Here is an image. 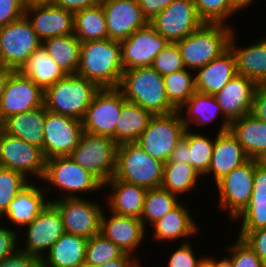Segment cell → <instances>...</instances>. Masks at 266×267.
I'll list each match as a JSON object with an SVG mask.
<instances>
[{
  "label": "cell",
  "mask_w": 266,
  "mask_h": 267,
  "mask_svg": "<svg viewBox=\"0 0 266 267\" xmlns=\"http://www.w3.org/2000/svg\"><path fill=\"white\" fill-rule=\"evenodd\" d=\"M15 70L7 67L0 66V98L4 92V89L6 87L7 81L10 77V75L14 72Z\"/></svg>",
  "instance_id": "cell-59"
},
{
  "label": "cell",
  "mask_w": 266,
  "mask_h": 267,
  "mask_svg": "<svg viewBox=\"0 0 266 267\" xmlns=\"http://www.w3.org/2000/svg\"><path fill=\"white\" fill-rule=\"evenodd\" d=\"M185 202L188 204L187 199L186 201L181 200L175 208L149 228L147 234H150L151 229L153 233L152 235L150 234L151 238L150 236L148 237L152 239V242H160V245L164 243L166 246V244H171L173 241L176 244V241H179V243L193 241L192 237L196 238L195 236H199L201 226L197 222L198 220L191 214L190 206L188 207Z\"/></svg>",
  "instance_id": "cell-19"
},
{
  "label": "cell",
  "mask_w": 266,
  "mask_h": 267,
  "mask_svg": "<svg viewBox=\"0 0 266 267\" xmlns=\"http://www.w3.org/2000/svg\"><path fill=\"white\" fill-rule=\"evenodd\" d=\"M77 267H92V266H90L89 264L83 263V264L78 265Z\"/></svg>",
  "instance_id": "cell-66"
},
{
  "label": "cell",
  "mask_w": 266,
  "mask_h": 267,
  "mask_svg": "<svg viewBox=\"0 0 266 267\" xmlns=\"http://www.w3.org/2000/svg\"><path fill=\"white\" fill-rule=\"evenodd\" d=\"M264 37H260L261 42L266 46V35Z\"/></svg>",
  "instance_id": "cell-65"
},
{
  "label": "cell",
  "mask_w": 266,
  "mask_h": 267,
  "mask_svg": "<svg viewBox=\"0 0 266 267\" xmlns=\"http://www.w3.org/2000/svg\"><path fill=\"white\" fill-rule=\"evenodd\" d=\"M229 130L249 159L266 150V122L258 120L251 113L231 122Z\"/></svg>",
  "instance_id": "cell-32"
},
{
  "label": "cell",
  "mask_w": 266,
  "mask_h": 267,
  "mask_svg": "<svg viewBox=\"0 0 266 267\" xmlns=\"http://www.w3.org/2000/svg\"><path fill=\"white\" fill-rule=\"evenodd\" d=\"M251 199H266V170L255 168Z\"/></svg>",
  "instance_id": "cell-55"
},
{
  "label": "cell",
  "mask_w": 266,
  "mask_h": 267,
  "mask_svg": "<svg viewBox=\"0 0 266 267\" xmlns=\"http://www.w3.org/2000/svg\"><path fill=\"white\" fill-rule=\"evenodd\" d=\"M42 46L66 74L77 73L81 42L74 34L46 39Z\"/></svg>",
  "instance_id": "cell-36"
},
{
  "label": "cell",
  "mask_w": 266,
  "mask_h": 267,
  "mask_svg": "<svg viewBox=\"0 0 266 267\" xmlns=\"http://www.w3.org/2000/svg\"><path fill=\"white\" fill-rule=\"evenodd\" d=\"M18 231L0 221V261L12 255L19 248Z\"/></svg>",
  "instance_id": "cell-49"
},
{
  "label": "cell",
  "mask_w": 266,
  "mask_h": 267,
  "mask_svg": "<svg viewBox=\"0 0 266 267\" xmlns=\"http://www.w3.org/2000/svg\"><path fill=\"white\" fill-rule=\"evenodd\" d=\"M42 46V41L24 15L0 27V66L18 71L27 59Z\"/></svg>",
  "instance_id": "cell-9"
},
{
  "label": "cell",
  "mask_w": 266,
  "mask_h": 267,
  "mask_svg": "<svg viewBox=\"0 0 266 267\" xmlns=\"http://www.w3.org/2000/svg\"><path fill=\"white\" fill-rule=\"evenodd\" d=\"M25 14V7L20 0H0V27L14 22Z\"/></svg>",
  "instance_id": "cell-50"
},
{
  "label": "cell",
  "mask_w": 266,
  "mask_h": 267,
  "mask_svg": "<svg viewBox=\"0 0 266 267\" xmlns=\"http://www.w3.org/2000/svg\"><path fill=\"white\" fill-rule=\"evenodd\" d=\"M99 90L95 83L86 78L77 74H67L44 90V106L47 111L82 121Z\"/></svg>",
  "instance_id": "cell-5"
},
{
  "label": "cell",
  "mask_w": 266,
  "mask_h": 267,
  "mask_svg": "<svg viewBox=\"0 0 266 267\" xmlns=\"http://www.w3.org/2000/svg\"><path fill=\"white\" fill-rule=\"evenodd\" d=\"M248 160V156L230 130L216 133L212 158L208 172L202 177L203 182L208 181L205 180L208 178L214 180L211 181L212 184H216L234 168Z\"/></svg>",
  "instance_id": "cell-25"
},
{
  "label": "cell",
  "mask_w": 266,
  "mask_h": 267,
  "mask_svg": "<svg viewBox=\"0 0 266 267\" xmlns=\"http://www.w3.org/2000/svg\"><path fill=\"white\" fill-rule=\"evenodd\" d=\"M256 163L249 159L243 165L234 168L220 179L215 188L218 192L217 210L227 215L228 222H233L249 205L254 182ZM218 204V205H217Z\"/></svg>",
  "instance_id": "cell-7"
},
{
  "label": "cell",
  "mask_w": 266,
  "mask_h": 267,
  "mask_svg": "<svg viewBox=\"0 0 266 267\" xmlns=\"http://www.w3.org/2000/svg\"><path fill=\"white\" fill-rule=\"evenodd\" d=\"M154 115L130 101L123 103L115 128L117 145L137 142Z\"/></svg>",
  "instance_id": "cell-34"
},
{
  "label": "cell",
  "mask_w": 266,
  "mask_h": 267,
  "mask_svg": "<svg viewBox=\"0 0 266 267\" xmlns=\"http://www.w3.org/2000/svg\"><path fill=\"white\" fill-rule=\"evenodd\" d=\"M100 1L101 0H54L53 3L65 10L75 13L79 10L96 6Z\"/></svg>",
  "instance_id": "cell-56"
},
{
  "label": "cell",
  "mask_w": 266,
  "mask_h": 267,
  "mask_svg": "<svg viewBox=\"0 0 266 267\" xmlns=\"http://www.w3.org/2000/svg\"><path fill=\"white\" fill-rule=\"evenodd\" d=\"M24 15L42 42L74 34V13L54 3L26 7Z\"/></svg>",
  "instance_id": "cell-23"
},
{
  "label": "cell",
  "mask_w": 266,
  "mask_h": 267,
  "mask_svg": "<svg viewBox=\"0 0 266 267\" xmlns=\"http://www.w3.org/2000/svg\"><path fill=\"white\" fill-rule=\"evenodd\" d=\"M126 101L118 88H102L95 95L82 119L83 130L115 141V128Z\"/></svg>",
  "instance_id": "cell-14"
},
{
  "label": "cell",
  "mask_w": 266,
  "mask_h": 267,
  "mask_svg": "<svg viewBox=\"0 0 266 267\" xmlns=\"http://www.w3.org/2000/svg\"><path fill=\"white\" fill-rule=\"evenodd\" d=\"M194 73L196 92L215 96L237 75L235 56L228 48Z\"/></svg>",
  "instance_id": "cell-28"
},
{
  "label": "cell",
  "mask_w": 266,
  "mask_h": 267,
  "mask_svg": "<svg viewBox=\"0 0 266 267\" xmlns=\"http://www.w3.org/2000/svg\"><path fill=\"white\" fill-rule=\"evenodd\" d=\"M46 112L43 105L28 112L18 113L5 119L1 123V130L41 148L43 152Z\"/></svg>",
  "instance_id": "cell-30"
},
{
  "label": "cell",
  "mask_w": 266,
  "mask_h": 267,
  "mask_svg": "<svg viewBox=\"0 0 266 267\" xmlns=\"http://www.w3.org/2000/svg\"><path fill=\"white\" fill-rule=\"evenodd\" d=\"M123 71L120 41L105 38L81 42L77 75L100 89L118 88Z\"/></svg>",
  "instance_id": "cell-2"
},
{
  "label": "cell",
  "mask_w": 266,
  "mask_h": 267,
  "mask_svg": "<svg viewBox=\"0 0 266 267\" xmlns=\"http://www.w3.org/2000/svg\"><path fill=\"white\" fill-rule=\"evenodd\" d=\"M256 85L252 79L237 74L215 95L230 123L251 112Z\"/></svg>",
  "instance_id": "cell-27"
},
{
  "label": "cell",
  "mask_w": 266,
  "mask_h": 267,
  "mask_svg": "<svg viewBox=\"0 0 266 267\" xmlns=\"http://www.w3.org/2000/svg\"><path fill=\"white\" fill-rule=\"evenodd\" d=\"M29 267H45L41 258H37Z\"/></svg>",
  "instance_id": "cell-63"
},
{
  "label": "cell",
  "mask_w": 266,
  "mask_h": 267,
  "mask_svg": "<svg viewBox=\"0 0 266 267\" xmlns=\"http://www.w3.org/2000/svg\"><path fill=\"white\" fill-rule=\"evenodd\" d=\"M124 253L114 242L98 233L87 241L85 263L92 267H97L121 257Z\"/></svg>",
  "instance_id": "cell-41"
},
{
  "label": "cell",
  "mask_w": 266,
  "mask_h": 267,
  "mask_svg": "<svg viewBox=\"0 0 266 267\" xmlns=\"http://www.w3.org/2000/svg\"><path fill=\"white\" fill-rule=\"evenodd\" d=\"M117 146L109 137L83 130L78 145L69 156L105 184L115 174Z\"/></svg>",
  "instance_id": "cell-8"
},
{
  "label": "cell",
  "mask_w": 266,
  "mask_h": 267,
  "mask_svg": "<svg viewBox=\"0 0 266 267\" xmlns=\"http://www.w3.org/2000/svg\"><path fill=\"white\" fill-rule=\"evenodd\" d=\"M82 131V121L47 111L43 133V154L45 159L69 156L78 145Z\"/></svg>",
  "instance_id": "cell-17"
},
{
  "label": "cell",
  "mask_w": 266,
  "mask_h": 267,
  "mask_svg": "<svg viewBox=\"0 0 266 267\" xmlns=\"http://www.w3.org/2000/svg\"><path fill=\"white\" fill-rule=\"evenodd\" d=\"M186 127L178 111L154 115L137 142L151 157L165 163L175 145L184 136Z\"/></svg>",
  "instance_id": "cell-10"
},
{
  "label": "cell",
  "mask_w": 266,
  "mask_h": 267,
  "mask_svg": "<svg viewBox=\"0 0 266 267\" xmlns=\"http://www.w3.org/2000/svg\"><path fill=\"white\" fill-rule=\"evenodd\" d=\"M46 159L42 149L18 137L0 131V166L24 174L31 181H41Z\"/></svg>",
  "instance_id": "cell-13"
},
{
  "label": "cell",
  "mask_w": 266,
  "mask_h": 267,
  "mask_svg": "<svg viewBox=\"0 0 266 267\" xmlns=\"http://www.w3.org/2000/svg\"><path fill=\"white\" fill-rule=\"evenodd\" d=\"M239 222V232H250L266 227V199H251L249 205L232 222Z\"/></svg>",
  "instance_id": "cell-44"
},
{
  "label": "cell",
  "mask_w": 266,
  "mask_h": 267,
  "mask_svg": "<svg viewBox=\"0 0 266 267\" xmlns=\"http://www.w3.org/2000/svg\"><path fill=\"white\" fill-rule=\"evenodd\" d=\"M202 181L201 175L191 165L175 161L164 163L161 187L178 196L181 200H186L182 197L190 196L194 192L197 195L198 186L201 190Z\"/></svg>",
  "instance_id": "cell-33"
},
{
  "label": "cell",
  "mask_w": 266,
  "mask_h": 267,
  "mask_svg": "<svg viewBox=\"0 0 266 267\" xmlns=\"http://www.w3.org/2000/svg\"><path fill=\"white\" fill-rule=\"evenodd\" d=\"M162 77L185 69L177 43H170L154 58L151 66Z\"/></svg>",
  "instance_id": "cell-46"
},
{
  "label": "cell",
  "mask_w": 266,
  "mask_h": 267,
  "mask_svg": "<svg viewBox=\"0 0 266 267\" xmlns=\"http://www.w3.org/2000/svg\"><path fill=\"white\" fill-rule=\"evenodd\" d=\"M101 199L64 198L51 202L60 212L67 233L89 239L100 233V220L105 208Z\"/></svg>",
  "instance_id": "cell-12"
},
{
  "label": "cell",
  "mask_w": 266,
  "mask_h": 267,
  "mask_svg": "<svg viewBox=\"0 0 266 267\" xmlns=\"http://www.w3.org/2000/svg\"><path fill=\"white\" fill-rule=\"evenodd\" d=\"M254 160L257 167L266 170V150L257 155Z\"/></svg>",
  "instance_id": "cell-62"
},
{
  "label": "cell",
  "mask_w": 266,
  "mask_h": 267,
  "mask_svg": "<svg viewBox=\"0 0 266 267\" xmlns=\"http://www.w3.org/2000/svg\"><path fill=\"white\" fill-rule=\"evenodd\" d=\"M237 28L233 31L229 48L236 59L237 74L252 79L256 84L266 83V46L260 39L246 46H238Z\"/></svg>",
  "instance_id": "cell-29"
},
{
  "label": "cell",
  "mask_w": 266,
  "mask_h": 267,
  "mask_svg": "<svg viewBox=\"0 0 266 267\" xmlns=\"http://www.w3.org/2000/svg\"><path fill=\"white\" fill-rule=\"evenodd\" d=\"M250 113L258 120L266 122V83L256 85Z\"/></svg>",
  "instance_id": "cell-51"
},
{
  "label": "cell",
  "mask_w": 266,
  "mask_h": 267,
  "mask_svg": "<svg viewBox=\"0 0 266 267\" xmlns=\"http://www.w3.org/2000/svg\"><path fill=\"white\" fill-rule=\"evenodd\" d=\"M65 232L60 212L49 202L30 224L18 232L19 249L42 258Z\"/></svg>",
  "instance_id": "cell-11"
},
{
  "label": "cell",
  "mask_w": 266,
  "mask_h": 267,
  "mask_svg": "<svg viewBox=\"0 0 266 267\" xmlns=\"http://www.w3.org/2000/svg\"><path fill=\"white\" fill-rule=\"evenodd\" d=\"M118 89L127 101L138 104L153 115L177 111L166 96L164 78L151 66L124 70Z\"/></svg>",
  "instance_id": "cell-3"
},
{
  "label": "cell",
  "mask_w": 266,
  "mask_h": 267,
  "mask_svg": "<svg viewBox=\"0 0 266 267\" xmlns=\"http://www.w3.org/2000/svg\"><path fill=\"white\" fill-rule=\"evenodd\" d=\"M235 25L203 23L189 36L177 42L186 69L196 71L229 48Z\"/></svg>",
  "instance_id": "cell-4"
},
{
  "label": "cell",
  "mask_w": 266,
  "mask_h": 267,
  "mask_svg": "<svg viewBox=\"0 0 266 267\" xmlns=\"http://www.w3.org/2000/svg\"><path fill=\"white\" fill-rule=\"evenodd\" d=\"M18 71L43 90L67 75L48 55L43 46L38 48Z\"/></svg>",
  "instance_id": "cell-35"
},
{
  "label": "cell",
  "mask_w": 266,
  "mask_h": 267,
  "mask_svg": "<svg viewBox=\"0 0 266 267\" xmlns=\"http://www.w3.org/2000/svg\"><path fill=\"white\" fill-rule=\"evenodd\" d=\"M88 239L65 232L42 256L45 267H77L85 263Z\"/></svg>",
  "instance_id": "cell-31"
},
{
  "label": "cell",
  "mask_w": 266,
  "mask_h": 267,
  "mask_svg": "<svg viewBox=\"0 0 266 267\" xmlns=\"http://www.w3.org/2000/svg\"><path fill=\"white\" fill-rule=\"evenodd\" d=\"M37 258L18 248L12 255L0 261V267H29Z\"/></svg>",
  "instance_id": "cell-53"
},
{
  "label": "cell",
  "mask_w": 266,
  "mask_h": 267,
  "mask_svg": "<svg viewBox=\"0 0 266 267\" xmlns=\"http://www.w3.org/2000/svg\"><path fill=\"white\" fill-rule=\"evenodd\" d=\"M41 183L50 202L64 198H85V196L86 198L90 196L89 199H92L93 194L98 195V198L104 197L102 194L104 184L91 172L77 164L70 156L47 159Z\"/></svg>",
  "instance_id": "cell-1"
},
{
  "label": "cell",
  "mask_w": 266,
  "mask_h": 267,
  "mask_svg": "<svg viewBox=\"0 0 266 267\" xmlns=\"http://www.w3.org/2000/svg\"><path fill=\"white\" fill-rule=\"evenodd\" d=\"M189 129L186 128L184 136L175 145L168 161L188 164Z\"/></svg>",
  "instance_id": "cell-54"
},
{
  "label": "cell",
  "mask_w": 266,
  "mask_h": 267,
  "mask_svg": "<svg viewBox=\"0 0 266 267\" xmlns=\"http://www.w3.org/2000/svg\"><path fill=\"white\" fill-rule=\"evenodd\" d=\"M224 256L221 257V255L219 256V258H217L218 256H216V254H207L206 255V260L213 266V267H233V262L231 257L225 252L223 251Z\"/></svg>",
  "instance_id": "cell-58"
},
{
  "label": "cell",
  "mask_w": 266,
  "mask_h": 267,
  "mask_svg": "<svg viewBox=\"0 0 266 267\" xmlns=\"http://www.w3.org/2000/svg\"><path fill=\"white\" fill-rule=\"evenodd\" d=\"M209 132L207 135L206 131L189 129L188 165H191L201 177L208 172L214 150L215 132H212V137Z\"/></svg>",
  "instance_id": "cell-39"
},
{
  "label": "cell",
  "mask_w": 266,
  "mask_h": 267,
  "mask_svg": "<svg viewBox=\"0 0 266 267\" xmlns=\"http://www.w3.org/2000/svg\"><path fill=\"white\" fill-rule=\"evenodd\" d=\"M193 1L197 14L204 23H222L233 26L230 19L234 18L235 15L237 16V13L239 15V12L232 6L231 0Z\"/></svg>",
  "instance_id": "cell-42"
},
{
  "label": "cell",
  "mask_w": 266,
  "mask_h": 267,
  "mask_svg": "<svg viewBox=\"0 0 266 267\" xmlns=\"http://www.w3.org/2000/svg\"><path fill=\"white\" fill-rule=\"evenodd\" d=\"M233 243L224 244V251L231 257L233 267H266L260 257L242 239L234 236ZM230 244V245H229Z\"/></svg>",
  "instance_id": "cell-45"
},
{
  "label": "cell",
  "mask_w": 266,
  "mask_h": 267,
  "mask_svg": "<svg viewBox=\"0 0 266 267\" xmlns=\"http://www.w3.org/2000/svg\"><path fill=\"white\" fill-rule=\"evenodd\" d=\"M21 4L26 8L32 5H42L53 3L54 0H20Z\"/></svg>",
  "instance_id": "cell-61"
},
{
  "label": "cell",
  "mask_w": 266,
  "mask_h": 267,
  "mask_svg": "<svg viewBox=\"0 0 266 267\" xmlns=\"http://www.w3.org/2000/svg\"><path fill=\"white\" fill-rule=\"evenodd\" d=\"M192 241L186 243H178L176 248L171 249V254L168 257L165 267H199L205 260V255L196 254L198 252L193 248ZM195 251V252H194Z\"/></svg>",
  "instance_id": "cell-47"
},
{
  "label": "cell",
  "mask_w": 266,
  "mask_h": 267,
  "mask_svg": "<svg viewBox=\"0 0 266 267\" xmlns=\"http://www.w3.org/2000/svg\"><path fill=\"white\" fill-rule=\"evenodd\" d=\"M108 39L122 41L149 22L143 16L138 0H101Z\"/></svg>",
  "instance_id": "cell-22"
},
{
  "label": "cell",
  "mask_w": 266,
  "mask_h": 267,
  "mask_svg": "<svg viewBox=\"0 0 266 267\" xmlns=\"http://www.w3.org/2000/svg\"><path fill=\"white\" fill-rule=\"evenodd\" d=\"M147 232L141 219L117 215L104 208L100 220V233L141 263L143 260L139 259V256L141 258L143 256L139 253V249L143 242L146 243L148 240Z\"/></svg>",
  "instance_id": "cell-16"
},
{
  "label": "cell",
  "mask_w": 266,
  "mask_h": 267,
  "mask_svg": "<svg viewBox=\"0 0 266 267\" xmlns=\"http://www.w3.org/2000/svg\"><path fill=\"white\" fill-rule=\"evenodd\" d=\"M40 183L31 181L14 197L0 218L4 225L19 232L42 212L50 200Z\"/></svg>",
  "instance_id": "cell-21"
},
{
  "label": "cell",
  "mask_w": 266,
  "mask_h": 267,
  "mask_svg": "<svg viewBox=\"0 0 266 267\" xmlns=\"http://www.w3.org/2000/svg\"><path fill=\"white\" fill-rule=\"evenodd\" d=\"M180 198L163 187L147 189L141 220L148 231L156 221L164 217L169 211L180 203Z\"/></svg>",
  "instance_id": "cell-38"
},
{
  "label": "cell",
  "mask_w": 266,
  "mask_h": 267,
  "mask_svg": "<svg viewBox=\"0 0 266 267\" xmlns=\"http://www.w3.org/2000/svg\"><path fill=\"white\" fill-rule=\"evenodd\" d=\"M203 23L193 0H174L149 22L170 43L183 40Z\"/></svg>",
  "instance_id": "cell-15"
},
{
  "label": "cell",
  "mask_w": 266,
  "mask_h": 267,
  "mask_svg": "<svg viewBox=\"0 0 266 267\" xmlns=\"http://www.w3.org/2000/svg\"><path fill=\"white\" fill-rule=\"evenodd\" d=\"M103 189L105 207L109 211L121 216L141 218L146 188L112 177Z\"/></svg>",
  "instance_id": "cell-26"
},
{
  "label": "cell",
  "mask_w": 266,
  "mask_h": 267,
  "mask_svg": "<svg viewBox=\"0 0 266 267\" xmlns=\"http://www.w3.org/2000/svg\"><path fill=\"white\" fill-rule=\"evenodd\" d=\"M123 70L152 66L154 58L168 44L149 23L120 41Z\"/></svg>",
  "instance_id": "cell-20"
},
{
  "label": "cell",
  "mask_w": 266,
  "mask_h": 267,
  "mask_svg": "<svg viewBox=\"0 0 266 267\" xmlns=\"http://www.w3.org/2000/svg\"><path fill=\"white\" fill-rule=\"evenodd\" d=\"M164 163L151 157L138 143L117 146L116 169L113 178L146 189L161 187Z\"/></svg>",
  "instance_id": "cell-6"
},
{
  "label": "cell",
  "mask_w": 266,
  "mask_h": 267,
  "mask_svg": "<svg viewBox=\"0 0 266 267\" xmlns=\"http://www.w3.org/2000/svg\"><path fill=\"white\" fill-rule=\"evenodd\" d=\"M74 35L80 42L108 38L105 13L101 3L74 13Z\"/></svg>",
  "instance_id": "cell-37"
},
{
  "label": "cell",
  "mask_w": 266,
  "mask_h": 267,
  "mask_svg": "<svg viewBox=\"0 0 266 267\" xmlns=\"http://www.w3.org/2000/svg\"><path fill=\"white\" fill-rule=\"evenodd\" d=\"M177 111L185 127L190 130L196 131V125L197 127L200 126V129L197 130L200 131L202 127L206 128L210 123H216L217 119L218 129H215L216 133L229 130L230 122L224 117L214 95L195 92ZM219 119H221L220 123H218Z\"/></svg>",
  "instance_id": "cell-24"
},
{
  "label": "cell",
  "mask_w": 266,
  "mask_h": 267,
  "mask_svg": "<svg viewBox=\"0 0 266 267\" xmlns=\"http://www.w3.org/2000/svg\"><path fill=\"white\" fill-rule=\"evenodd\" d=\"M236 233V236L242 238L266 265V227L250 232L236 231Z\"/></svg>",
  "instance_id": "cell-48"
},
{
  "label": "cell",
  "mask_w": 266,
  "mask_h": 267,
  "mask_svg": "<svg viewBox=\"0 0 266 267\" xmlns=\"http://www.w3.org/2000/svg\"><path fill=\"white\" fill-rule=\"evenodd\" d=\"M174 0H138L143 16L150 22L157 14L167 8Z\"/></svg>",
  "instance_id": "cell-52"
},
{
  "label": "cell",
  "mask_w": 266,
  "mask_h": 267,
  "mask_svg": "<svg viewBox=\"0 0 266 267\" xmlns=\"http://www.w3.org/2000/svg\"><path fill=\"white\" fill-rule=\"evenodd\" d=\"M44 105V90L30 78L14 71L0 98V123L18 113H24Z\"/></svg>",
  "instance_id": "cell-18"
},
{
  "label": "cell",
  "mask_w": 266,
  "mask_h": 267,
  "mask_svg": "<svg viewBox=\"0 0 266 267\" xmlns=\"http://www.w3.org/2000/svg\"><path fill=\"white\" fill-rule=\"evenodd\" d=\"M199 267H213L206 259L200 264Z\"/></svg>",
  "instance_id": "cell-64"
},
{
  "label": "cell",
  "mask_w": 266,
  "mask_h": 267,
  "mask_svg": "<svg viewBox=\"0 0 266 267\" xmlns=\"http://www.w3.org/2000/svg\"><path fill=\"white\" fill-rule=\"evenodd\" d=\"M30 182L24 174L0 166V218L14 197Z\"/></svg>",
  "instance_id": "cell-43"
},
{
  "label": "cell",
  "mask_w": 266,
  "mask_h": 267,
  "mask_svg": "<svg viewBox=\"0 0 266 267\" xmlns=\"http://www.w3.org/2000/svg\"><path fill=\"white\" fill-rule=\"evenodd\" d=\"M141 262L133 255L124 253L117 259L110 260L97 267H142Z\"/></svg>",
  "instance_id": "cell-57"
},
{
  "label": "cell",
  "mask_w": 266,
  "mask_h": 267,
  "mask_svg": "<svg viewBox=\"0 0 266 267\" xmlns=\"http://www.w3.org/2000/svg\"><path fill=\"white\" fill-rule=\"evenodd\" d=\"M256 1L258 0H231L232 6L238 11L240 12L241 10L243 12H246L245 10L249 7H251L252 5L254 6V4H256Z\"/></svg>",
  "instance_id": "cell-60"
},
{
  "label": "cell",
  "mask_w": 266,
  "mask_h": 267,
  "mask_svg": "<svg viewBox=\"0 0 266 267\" xmlns=\"http://www.w3.org/2000/svg\"><path fill=\"white\" fill-rule=\"evenodd\" d=\"M163 78L168 101L177 110L196 92L194 71L185 68Z\"/></svg>",
  "instance_id": "cell-40"
}]
</instances>
